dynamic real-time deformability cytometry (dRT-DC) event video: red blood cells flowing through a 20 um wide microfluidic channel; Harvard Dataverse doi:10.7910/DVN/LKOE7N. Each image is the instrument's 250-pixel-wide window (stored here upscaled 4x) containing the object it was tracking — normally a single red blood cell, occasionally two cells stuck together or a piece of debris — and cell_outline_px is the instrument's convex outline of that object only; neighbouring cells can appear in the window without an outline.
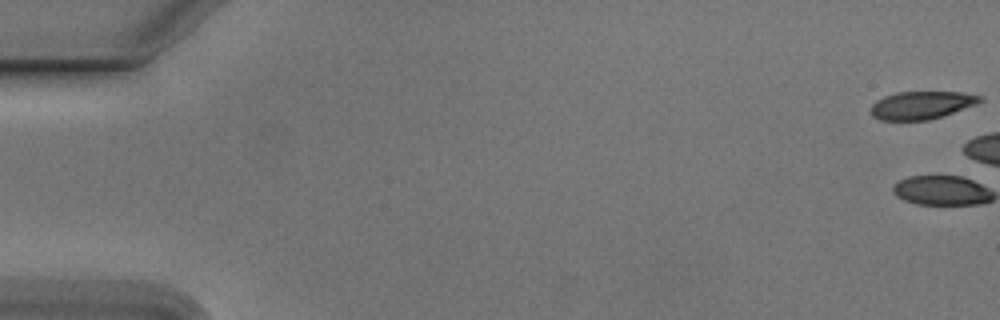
{"species": "Egyptian fruit bat (a non-hibernating species)", "species_latin": "Rousettus aegyptiacus", "temperature_condition": "cold", "stored_images_in_passage": 4, "camera_frame_rate_fps": 3000, "um_per_image_px": 0.085, "animal": {"sex": "male"}, "frame": {"image": 1, "passage_image": 1, "time_ms": 0.0, "image_size_px": [1000, 320], "cell_outline_px": [[984, 100], [976, 104], [944, 116], [928, 120], [880, 120], [872, 116], [868, 108], [876, 100], [884, 96], [896, 92], [964, 92], [984, 96]], "centroid_in_image_um": [78.33, 8.93], "position_along_channel_um": 6.7, "area_um2": 18.03}}